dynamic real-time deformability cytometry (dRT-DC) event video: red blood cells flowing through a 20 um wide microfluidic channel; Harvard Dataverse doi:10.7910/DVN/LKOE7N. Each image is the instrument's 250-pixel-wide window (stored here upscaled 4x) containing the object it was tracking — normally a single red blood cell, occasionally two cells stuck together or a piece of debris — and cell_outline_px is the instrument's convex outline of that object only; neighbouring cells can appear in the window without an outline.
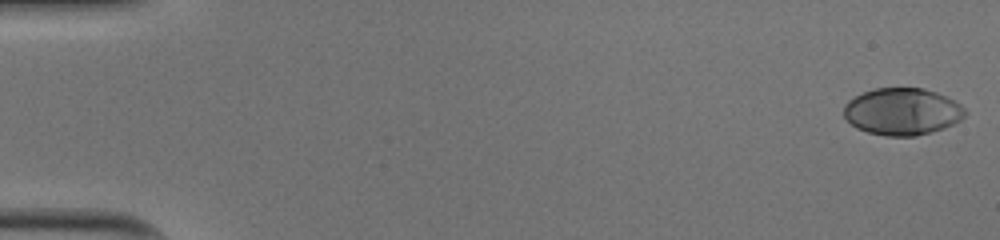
{"species": "human", "species_latin": "Homo sapiens", "temperature_condition": "cold", "stored_images_in_passage": 51, "camera_frame_rate_fps": 3000, "um_per_image_px": 0.085, "donor": {"sex": "male"}, "frame": {"image": 1, "passage_image": 1, "time_ms": 0.0, "image_size_px": [1000, 240], "cell_outline_px": [[968, 112], [960, 120], [944, 128], [932, 132], [916, 136], [884, 136], [868, 132], [856, 128], [844, 116], [844, 104], [848, 100], [872, 88], [924, 88], [948, 96], [960, 104]], "centroid_in_image_um": [76.71, 9.48], "position_along_channel_um": 8.3, "area_um2": 33.41}}
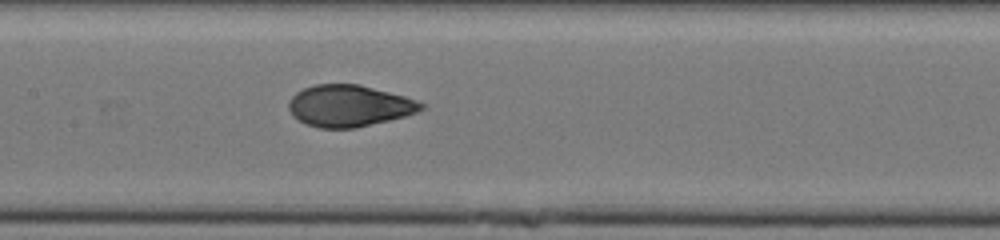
{"frame": {"image": 2, "passage_image": 26, "time_ms": 8.333, "image_size_px": [1000, 240], "cell_outline_px": [[424, 108], [416, 112], [404, 116], [356, 128], [320, 128], [308, 124], [292, 116], [288, 108], [288, 100], [296, 92], [304, 88], [316, 84], [360, 84], [404, 96], [416, 100], [424, 104]], "centroid_in_image_um": [29.64, 8.99], "position_along_channel_um": 177.8, "area_um2": 31.96}}
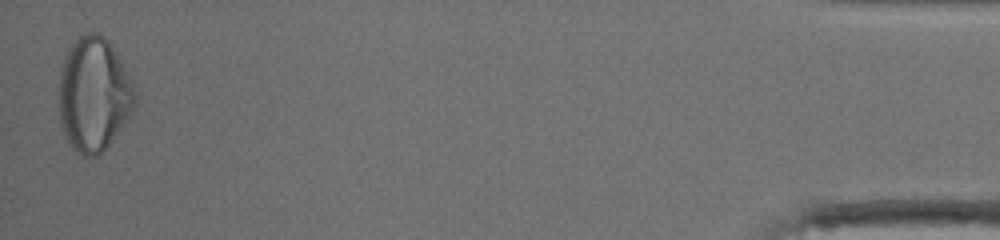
{"frame": {"image": 3, "passage_image": 51, "time_ms": 16.667, "image_size_px": [1000, 240], "cell_outline_px": [[136, 104], [112, 140], [96, 156], [84, 156], [76, 152], [72, 148], [60, 124], [60, 68], [64, 56], [68, 48], [80, 36], [88, 32], [100, 32], [108, 40], [116, 52], [128, 72], [136, 96]], "centroid_in_image_um": [7.96, 7.99], "position_along_channel_um": 427.2, "area_um2": 50.17}, "authors_computed_cell_mechanics": {"area_um2": 32.7148, "velocity_mm_per_s": 4.0127, "shape_relaxation_time_tau1_ms": 7.4354, "shape_relaxation_time_tau2_ms": 0.7085, "deformation_change_tau1": 0.2732, "deformation_change_tau2": 0.0405}}